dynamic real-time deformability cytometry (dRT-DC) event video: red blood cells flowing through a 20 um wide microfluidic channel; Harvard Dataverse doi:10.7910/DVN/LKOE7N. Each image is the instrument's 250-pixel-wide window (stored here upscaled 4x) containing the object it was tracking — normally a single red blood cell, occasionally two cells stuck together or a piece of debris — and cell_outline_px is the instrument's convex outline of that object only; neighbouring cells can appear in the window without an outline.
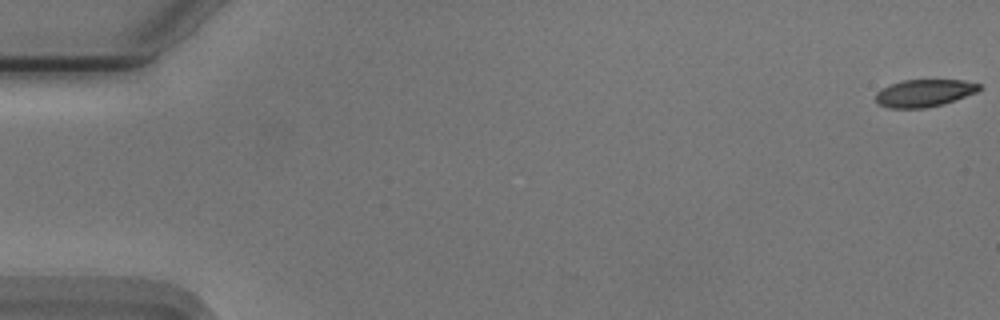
{"species": "Egyptian fruit bat (a non-hibernating species)", "species_latin": "Rousettus aegyptiacus", "temperature_condition": "cold", "stored_images_in_passage": 55, "camera_frame_rate_fps": 3000, "um_per_image_px": 0.085, "animal": {"sex": "male"}, "frame": {"image": 1, "passage_image": 1, "time_ms": 0.0, "image_size_px": [1000, 320], "cell_outline_px": [[984, 88], [976, 92], [944, 104], [924, 108], [888, 108], [880, 104], [876, 100], [876, 92], [892, 84], [904, 80], [960, 80], [980, 84]], "centroid_in_image_um": [78.59, 7.91], "position_along_channel_um": 6.4, "area_um2": 16.36}}
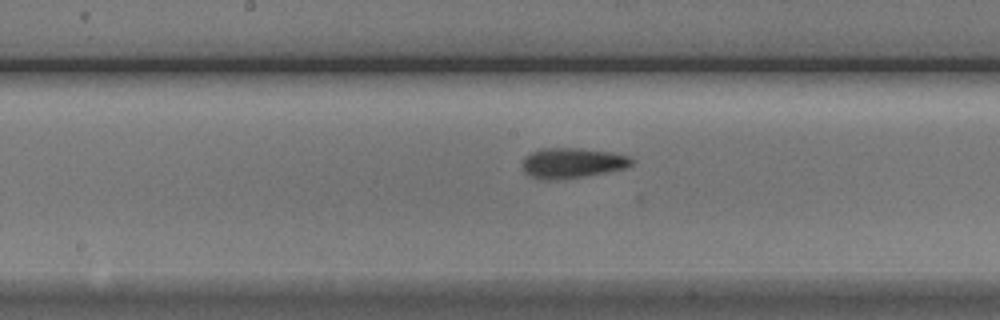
{"frame": {"image": 2, "passage_image": 29, "time_ms": 9.333, "image_size_px": [1000, 320], "cell_outline_px": [[636, 160], [632, 164], [624, 168], [608, 172], [584, 176], [556, 180], [540, 180], [524, 172], [524, 160], [532, 152], [540, 148], [580, 148], [612, 152], [632, 156]], "centroid_in_image_um": [48.71, 13.85], "position_along_channel_um": 199.5, "area_um2": 19.31}}
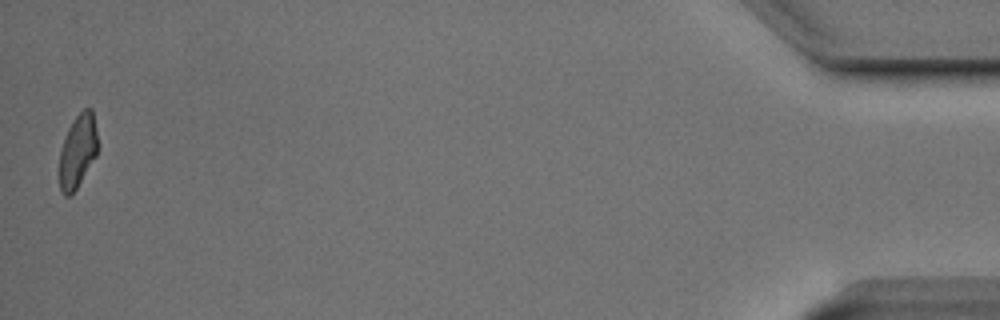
{"frame": {"image": 3, "passage_image": 55, "time_ms": 18.0, "image_size_px": [1000, 320], "cell_outline_px": [[96, 156], [76, 188], [68, 196], [64, 196], [60, 188], [60, 152], [68, 128], [76, 116], [84, 108], [92, 108], [96, 128]], "centroid_in_image_um": [6.6, 12.82], "position_along_channel_um": 428.6, "area_um2": 15.9}, "authors_computed_cell_mechanics": {"area_um2": 18.0914, "velocity_mm_per_s": 3.7414, "shape_relaxation_time_tau1_ms": 5.4085, "shape_relaxation_time_tau2_ms": 3.3741, "deformation_change_tau1": 0.1631, "deformation_change_tau2": 0.1126}}